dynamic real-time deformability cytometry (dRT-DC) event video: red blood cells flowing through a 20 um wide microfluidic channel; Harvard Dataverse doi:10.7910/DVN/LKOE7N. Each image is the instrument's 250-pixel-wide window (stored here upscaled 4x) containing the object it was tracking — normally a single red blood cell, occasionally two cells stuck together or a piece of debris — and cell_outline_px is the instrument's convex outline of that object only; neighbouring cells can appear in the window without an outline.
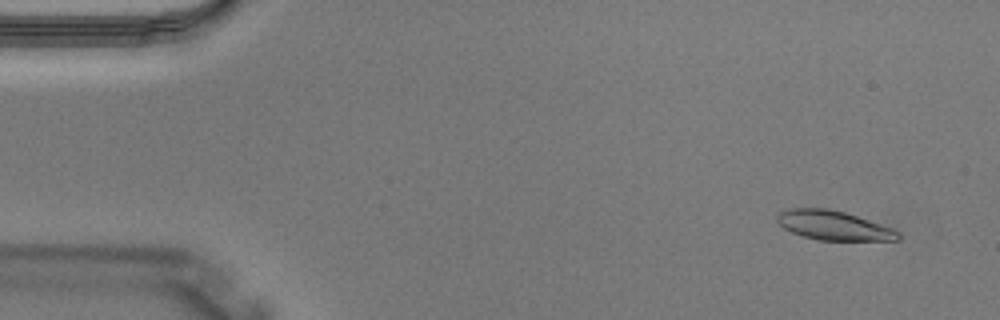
{"species": "Egyptian fruit bat (a non-hibernating species)", "species_latin": "Rousettus aegyptiacus", "temperature_condition": "warm", "stored_images_in_passage": 4, "camera_frame_rate_fps": 3000, "um_per_image_px": 0.085, "animal": {"sex": "male"}, "frame": {"image": 1, "passage_image": 1, "time_ms": 0.0, "image_size_px": [1000, 320], "cell_outline_px": [[900, 240], [820, 240], [804, 236], [792, 232], [784, 228], [776, 220], [776, 212], [788, 208], [828, 208], [844, 212], [892, 228], [900, 232]], "centroid_in_image_um": [70.82, 19.15], "position_along_channel_um": 14.2, "area_um2": 20.58}}
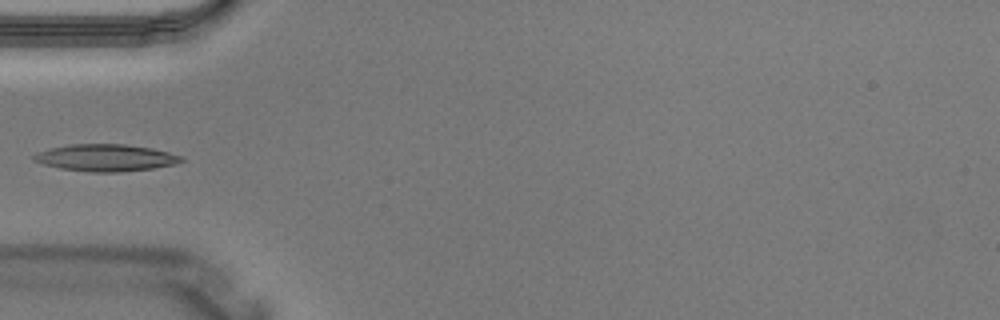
{"frame": {"image": 2, "passage_image": 4, "time_ms": 1.0, "image_size_px": [1000, 320], "cell_outline_px": [[184, 160], [176, 164], [152, 168], [116, 172], [92, 172], [60, 168], [44, 164], [32, 160], [32, 156], [36, 152], [48, 148], [68, 144], [124, 144], [152, 148], [184, 156]], "centroid_in_image_um": [8.97, 13.4], "position_along_channel_um": 76.0, "area_um2": 23.24}}